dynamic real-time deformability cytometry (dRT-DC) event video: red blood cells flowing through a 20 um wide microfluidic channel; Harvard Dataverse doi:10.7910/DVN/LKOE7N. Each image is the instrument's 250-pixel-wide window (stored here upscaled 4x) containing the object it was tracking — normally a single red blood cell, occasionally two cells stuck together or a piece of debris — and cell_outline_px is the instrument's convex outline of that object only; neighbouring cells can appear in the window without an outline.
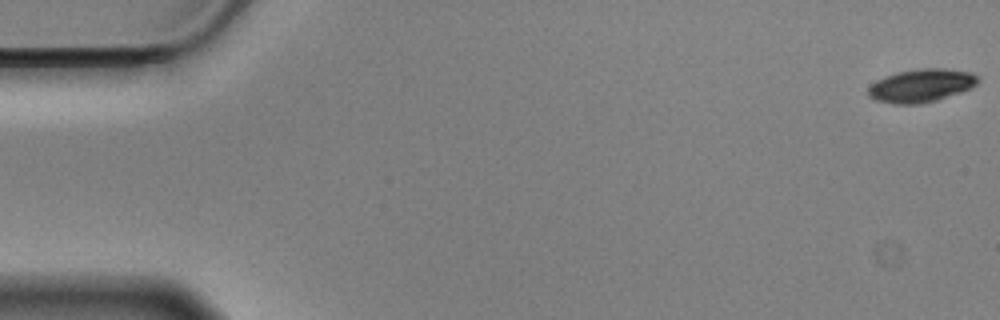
{"species": "Egyptian fruit bat (a non-hibernating species)", "species_latin": "Rousettus aegyptiacus", "temperature_condition": "cold", "stored_images_in_passage": 58, "camera_frame_rate_fps": 3000, "um_per_image_px": 0.085, "animal": {"sex": "male"}, "frame": {"image": 1, "passage_image": 1, "time_ms": 0.0, "image_size_px": [1000, 320], "cell_outline_px": [[980, 80], [972, 88], [936, 100], [920, 104], [896, 104], [876, 100], [868, 96], [868, 88], [876, 80], [884, 76], [896, 72], [920, 68], [944, 68], [972, 72], [980, 76]], "centroid_in_image_um": [78.32, 7.26], "position_along_channel_um": 6.7, "area_um2": 21.39}}
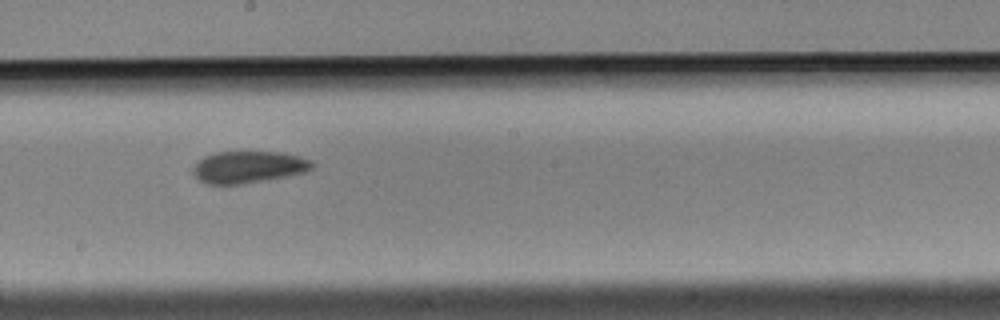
{"frame": {"image": 2, "passage_image": 32, "time_ms": 10.333, "image_size_px": [1000, 320], "cell_outline_px": [[316, 164], [312, 168], [304, 172], [284, 176], [240, 184], [208, 184], [200, 180], [192, 172], [192, 168], [204, 156], [216, 152], [284, 152], [312, 160]], "centroid_in_image_um": [21.13, 14.18], "position_along_channel_um": 227.1, "area_um2": 21.91}}
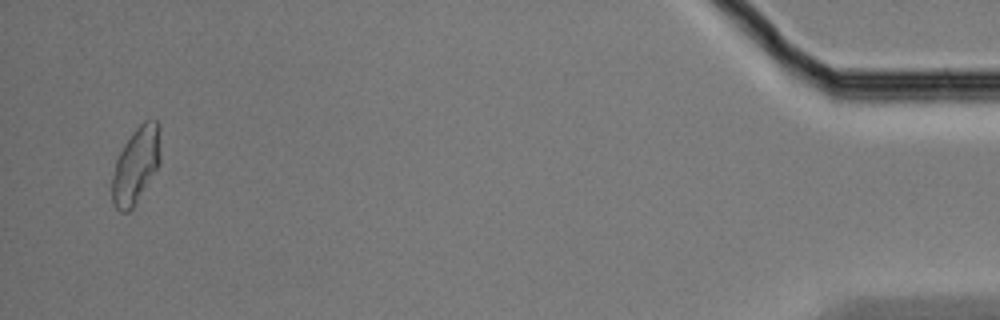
{"frame": {"image": 3, "passage_image": 56, "time_ms": 18.333, "image_size_px": [1000, 320], "cell_outline_px": [[160, 164], [132, 208], [128, 212], [120, 212], [116, 208], [112, 200], [112, 176], [116, 160], [124, 144], [136, 128], [148, 116], [156, 120], [160, 124]], "centroid_in_image_um": [11.58, 13.99], "position_along_channel_um": 423.6, "area_um2": 21.56}, "authors_computed_cell_mechanics": {"area_um2": 21.8484, "velocity_mm_per_s": 3.4986, "shape_relaxation_time_tau1_ms": 4.2568, "shape_relaxation_time_tau2_ms": 4.5323, "deformation_change_tau1": 0.107, "deformation_change_tau2": 0.0857}}